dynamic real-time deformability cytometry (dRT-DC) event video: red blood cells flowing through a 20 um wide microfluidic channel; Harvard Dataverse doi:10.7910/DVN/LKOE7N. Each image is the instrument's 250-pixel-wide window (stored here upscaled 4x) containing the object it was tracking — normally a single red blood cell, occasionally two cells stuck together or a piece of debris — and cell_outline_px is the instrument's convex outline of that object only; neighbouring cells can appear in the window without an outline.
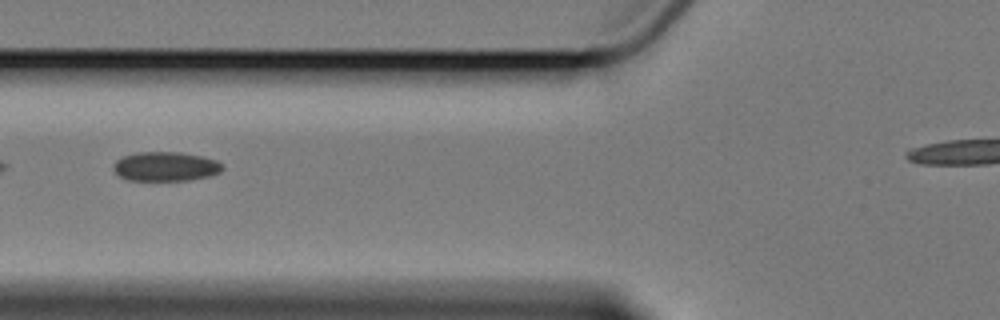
{"species": "Egyptian fruit bat (a non-hibernating species)", "species_latin": "Rousettus aegyptiacus", "temperature_condition": "cold", "stored_images_in_passage": 9, "camera_frame_rate_fps": 3000, "um_per_image_px": 0.085, "animal": {"sex": "female"}, "frame": {"image": 1, "passage_image": 3, "time_ms": 2.333, "image_size_px": [1000, 320], "cell_outline_px": [[224, 168], [220, 172], [208, 176], [188, 180], [128, 180], [120, 176], [112, 168], [112, 164], [120, 156], [136, 152], [180, 152], [200, 156], [216, 160]], "centroid_in_image_um": [14.02, 14.14], "position_along_channel_um": 111.8, "area_um2": 18.61}}
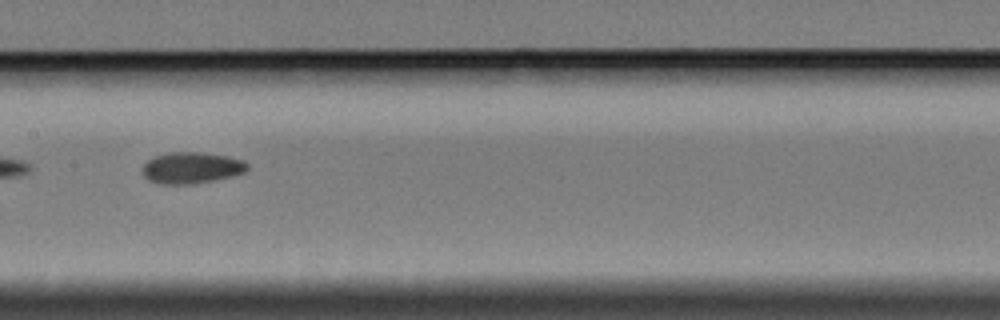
{"frame": {"image": 2, "passage_image": 5, "time_ms": 4.667, "image_size_px": [1000, 320], "cell_outline_px": [[248, 168], [244, 172], [232, 176], [212, 180], [188, 184], [160, 184], [148, 180], [144, 176], [144, 164], [148, 160], [156, 156], [172, 152], [200, 152], [228, 156], [244, 160], [248, 164]], "centroid_in_image_um": [16.3, 14.26], "position_along_channel_um": 191.1, "area_um2": 18.96}}
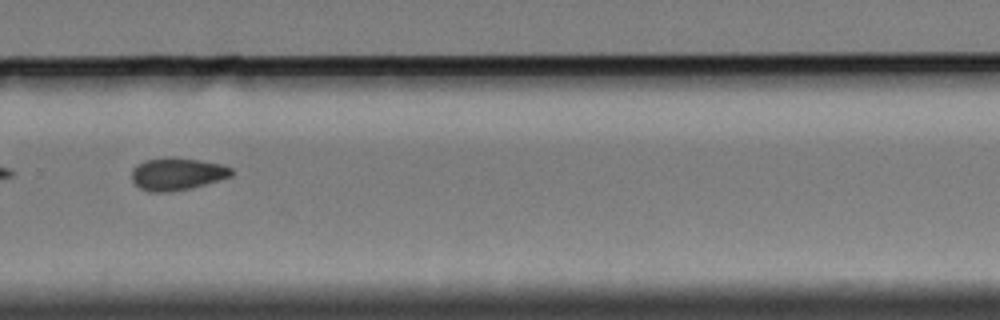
{"frame": {"image": 3, "passage_image": 8, "time_ms": 8.333, "image_size_px": [1000, 320], "cell_outline_px": [[236, 172], [232, 176], [192, 188], [168, 192], [152, 192], [140, 188], [132, 180], [132, 168], [136, 164], [144, 160], [164, 156], [172, 156], [200, 160], [224, 164], [232, 168]], "centroid_in_image_um": [15.07, 14.76], "position_along_channel_um": 314.7, "area_um2": 19.31}}